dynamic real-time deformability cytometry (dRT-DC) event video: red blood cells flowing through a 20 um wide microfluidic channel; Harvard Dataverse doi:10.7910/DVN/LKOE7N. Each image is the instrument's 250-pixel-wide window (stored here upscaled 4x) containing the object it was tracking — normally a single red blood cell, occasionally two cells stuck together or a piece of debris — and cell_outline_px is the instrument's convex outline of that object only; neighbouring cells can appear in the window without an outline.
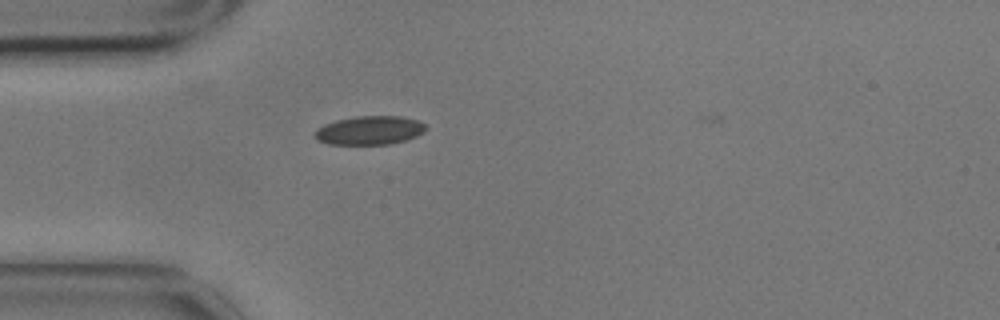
{"species": "common noctule bat (a hibernating species)", "species_latin": "Nyctalus noctula", "temperature_condition": "cold", "stored_images_in_passage": 37, "camera_frame_rate_fps": 3000, "um_per_image_px": 0.085, "animal": {"sex": "male", "body_mass_g": 17.9}, "frame": {"image": 1, "passage_image": 1, "time_ms": 0.0, "image_size_px": [1000, 320], "cell_outline_px": [[428, 128], [424, 132], [416, 136], [404, 140], [388, 144], [328, 144], [316, 140], [316, 128], [324, 124], [336, 120], [356, 116], [400, 116], [416, 120], [424, 124]], "centroid_in_image_um": [31.4, 11.07], "position_along_channel_um": 53.6, "area_um2": 18.5}}
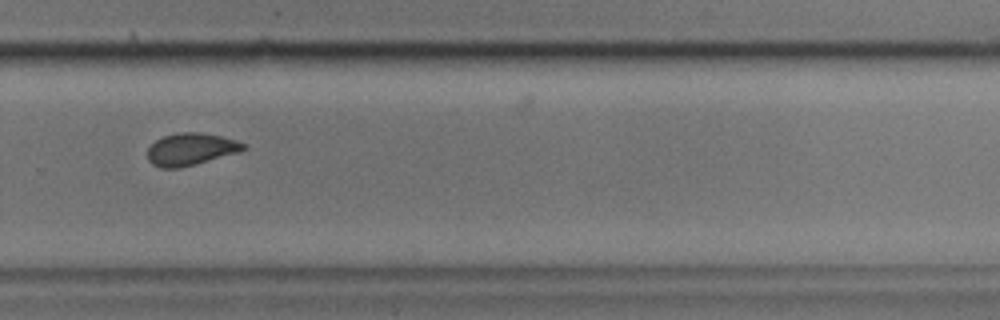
{"frame": {"image": 2, "passage_image": 24, "time_ms": 7.667, "image_size_px": [1000, 320], "cell_outline_px": [[244, 148], [240, 152], [196, 164], [180, 168], [160, 168], [152, 164], [148, 160], [148, 148], [156, 140], [164, 136], [180, 132], [200, 132], [220, 136], [236, 140], [244, 144]], "centroid_in_image_um": [16.2, 12.69], "position_along_channel_um": 313.6, "area_um2": 17.92}}
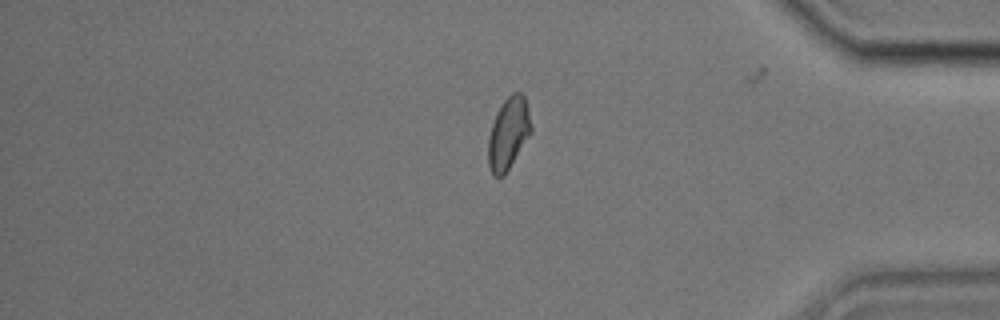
{"frame": {"image": 3, "passage_image": 33, "time_ms": 10.667, "image_size_px": [1000, 320], "cell_outline_px": [[532, 132], [504, 176], [492, 176], [488, 164], [488, 136], [496, 112], [504, 100], [512, 92], [520, 92], [524, 96], [528, 108], [532, 128]], "centroid_in_image_um": [43.21, 11.34], "position_along_channel_um": 392.0, "area_um2": 18.09}, "authors_computed_cell_mechanics": {"area_um2": 18.0914, "velocity_mm_per_s": 3.4637, "shape_relaxation_time_tau1_ms": 8.2727, "shape_relaxation_time_tau2_ms": 1.4871, "deformation_change_tau1": 0.1236, "deformation_change_tau2": 0.0502}}